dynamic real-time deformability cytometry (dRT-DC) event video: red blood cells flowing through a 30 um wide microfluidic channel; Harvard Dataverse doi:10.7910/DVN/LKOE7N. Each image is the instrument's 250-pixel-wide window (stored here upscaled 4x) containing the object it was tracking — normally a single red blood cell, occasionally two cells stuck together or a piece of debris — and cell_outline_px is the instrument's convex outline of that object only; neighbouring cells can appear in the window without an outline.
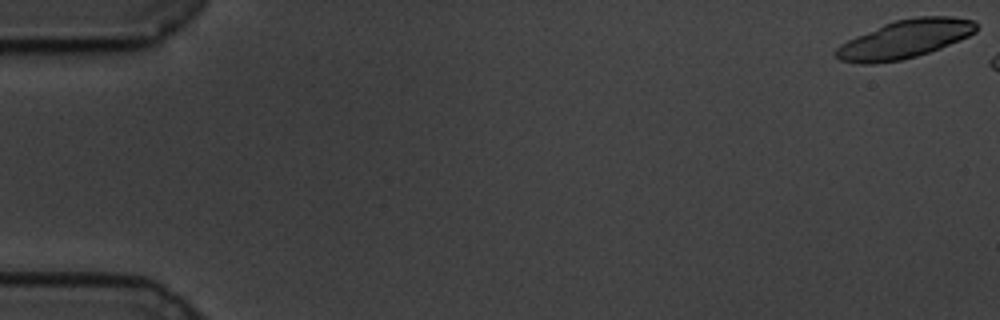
{"species": "common noctule bat (a hibernating species)", "species_latin": "Nyctalus noctula", "temperature_condition": "cold", "stored_images_in_passage": 8, "camera_frame_rate_fps": 3000, "um_per_image_px": 0.085, "animal": {"sex": "male", "body_mass_g": 19.5, "forearm_length_mm": 54.6}, "frame": {"image": 1, "passage_image": 1, "time_ms": 0.0, "image_size_px": [1000, 320], "cell_outline_px": [[976, 32], [960, 40], [940, 48], [916, 56], [900, 60], [872, 64], [860, 64], [840, 60], [832, 52], [840, 44], [856, 36], [884, 24], [896, 20], [916, 16], [952, 16], [972, 20], [976, 24]], "centroid_in_image_um": [76.89, 3.33], "position_along_channel_um": 8.1, "area_um2": 31.15}}